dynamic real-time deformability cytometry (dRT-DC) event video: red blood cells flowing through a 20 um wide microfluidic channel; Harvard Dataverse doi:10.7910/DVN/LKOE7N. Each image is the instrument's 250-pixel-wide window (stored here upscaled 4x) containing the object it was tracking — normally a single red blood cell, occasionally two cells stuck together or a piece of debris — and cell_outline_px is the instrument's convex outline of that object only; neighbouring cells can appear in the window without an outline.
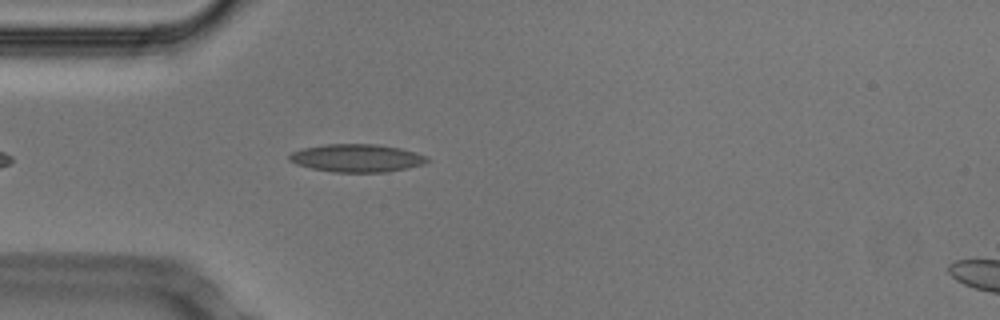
{"species": "Egyptian fruit bat (a non-hibernating species)", "species_latin": "Rousettus aegyptiacus", "temperature_condition": "cold", "stored_images_in_passage": 22, "camera_frame_rate_fps": 3000, "um_per_image_px": 0.085, "animal": {"sex": "male"}, "frame": {"image": 1, "passage_image": 2, "time_ms": 0.333, "image_size_px": [1000, 320], "cell_outline_px": [[432, 160], [424, 164], [408, 168], [388, 172], [332, 172], [312, 168], [296, 164], [288, 160], [288, 156], [292, 152], [300, 148], [324, 144], [376, 144], [400, 148], [428, 156]], "centroid_in_image_um": [30.34, 13.43], "position_along_channel_um": 54.7, "area_um2": 22.66}}
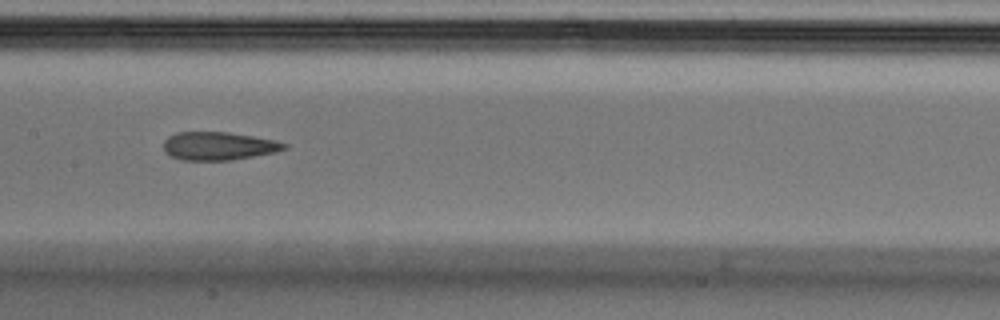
{"frame": {"image": 2, "passage_image": 13, "time_ms": 4.0, "image_size_px": [1000, 320], "cell_outline_px": [[288, 148], [272, 152], [232, 160], [184, 160], [172, 156], [164, 152], [164, 140], [168, 136], [176, 132], [228, 132], [276, 140], [288, 144]], "centroid_in_image_um": [18.56, 12.4], "position_along_channel_um": 188.8, "area_um2": 19.71}}
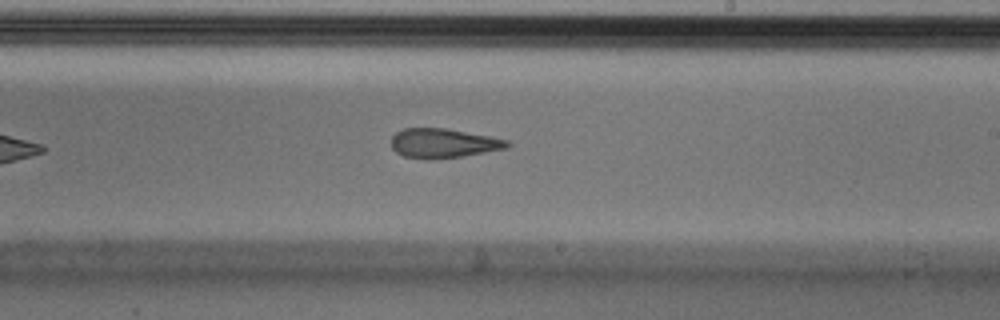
{"frame": {"image": 3, "passage_image": 18, "time_ms": 5.667, "image_size_px": [1000, 320], "cell_outline_px": [[512, 144], [508, 148], [460, 156], [428, 160], [404, 156], [396, 152], [392, 148], [392, 136], [396, 132], [404, 128], [448, 128], [508, 140]], "centroid_in_image_um": [37.67, 12.17], "position_along_channel_um": 251.3, "area_um2": 19.83}}